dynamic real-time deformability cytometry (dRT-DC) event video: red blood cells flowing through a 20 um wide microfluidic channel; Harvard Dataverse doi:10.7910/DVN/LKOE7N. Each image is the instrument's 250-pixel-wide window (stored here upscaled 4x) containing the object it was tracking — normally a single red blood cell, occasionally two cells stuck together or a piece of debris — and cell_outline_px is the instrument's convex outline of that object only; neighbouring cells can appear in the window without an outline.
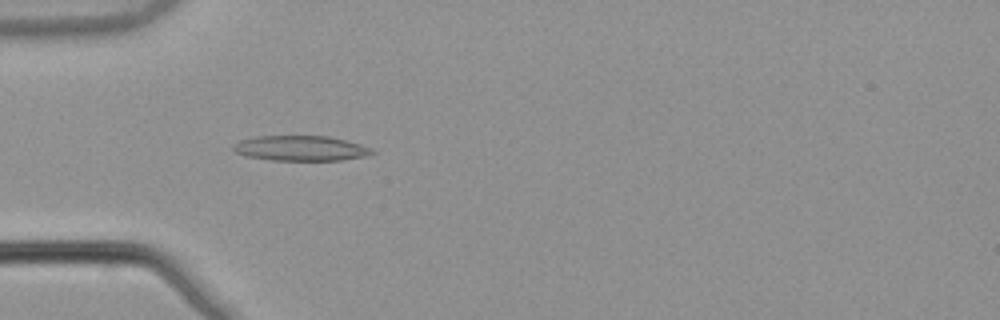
{"species": "common noctule bat (a hibernating species)", "species_latin": "Nyctalus noctula", "temperature_condition": "warm", "stored_images_in_passage": 53, "camera_frame_rate_fps": 3000, "um_per_image_px": 0.085, "animal": {"sex": "male", "body_mass_g": 21.5, "forearm_length_mm": 52.0}, "frame": {"image": 1, "passage_image": 17, "time_ms": 5.333, "image_size_px": [1000, 320], "cell_outline_px": [[376, 152], [368, 156], [340, 160], [272, 160], [248, 156], [236, 152], [232, 148], [240, 140], [256, 136], [328, 136], [360, 144], [372, 148]], "centroid_in_image_um": [25.61, 12.6], "position_along_channel_um": 59.4, "area_um2": 20.17}}
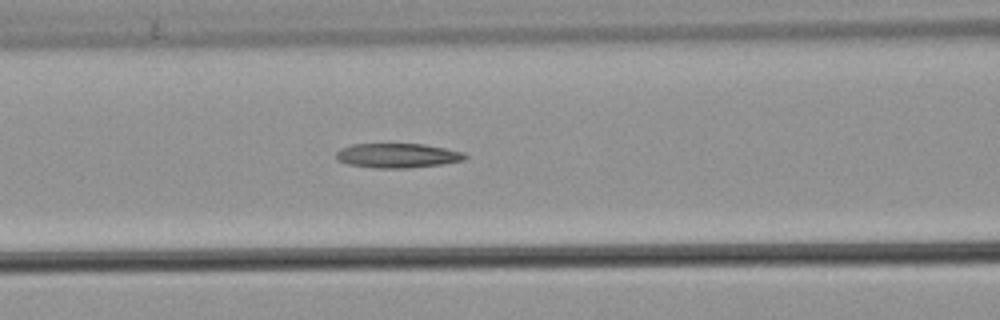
{"frame": {"image": 2, "passage_image": 23, "time_ms": 7.333, "image_size_px": [1000, 320], "cell_outline_px": [[468, 156], [464, 160], [440, 164], [408, 168], [376, 168], [348, 164], [336, 160], [336, 152], [340, 148], [352, 144], [424, 144], [464, 152]], "centroid_in_image_um": [33.76, 13.22], "position_along_channel_um": 132.8, "area_um2": 18.38}}
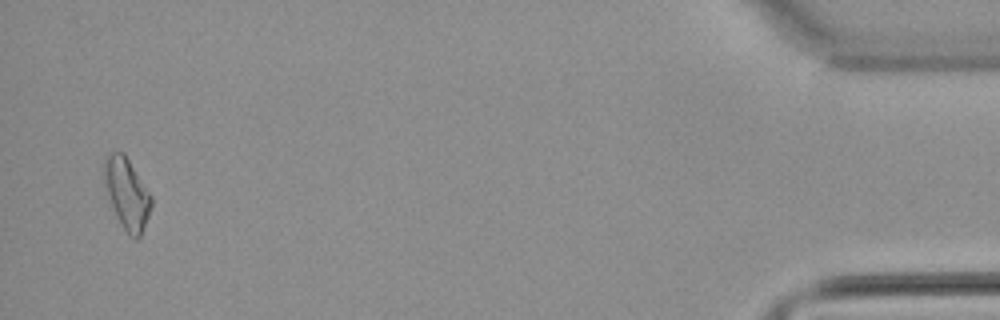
{"frame": {"image": 3, "passage_image": 52, "time_ms": 17.0, "image_size_px": [1000, 320], "cell_outline_px": [[152, 204], [148, 216], [140, 236], [136, 240], [128, 236], [108, 196], [104, 176], [104, 160], [112, 152], [124, 152], [152, 196]], "centroid_in_image_um": [10.81, 16.44], "position_along_channel_um": 424.4, "area_um2": 18.96}, "authors_computed_cell_mechanics": {"area_um2": 18.496, "velocity_mm_per_s": 3.8862, "shape_relaxation_time_tau1_ms": null, "shape_relaxation_time_tau2_ms": 10.4653, "deformation_change_tau1": null, "deformation_change_tau2": 0.2831}}